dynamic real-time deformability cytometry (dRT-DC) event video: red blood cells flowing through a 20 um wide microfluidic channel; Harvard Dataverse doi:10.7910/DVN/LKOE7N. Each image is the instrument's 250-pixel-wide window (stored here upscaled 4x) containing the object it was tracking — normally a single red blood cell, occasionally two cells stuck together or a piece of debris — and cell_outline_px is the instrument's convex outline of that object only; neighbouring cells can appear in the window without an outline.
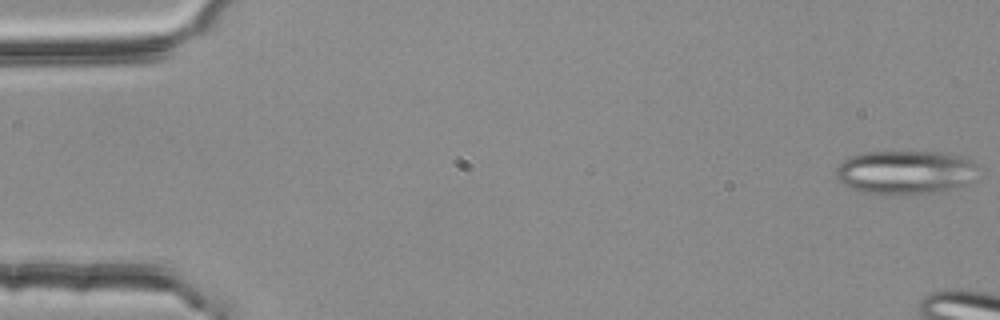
{"species": "common noctule bat (a hibernating species)", "species_latin": "Nyctalus noctula", "temperature_condition": "room temperature", "stored_images_in_passage": 45, "segment_of_instrument_passage": [1, 2], "camera_frame_rate_fps": 3000, "um_per_image_px": 0.085, "animal": {"sex": "female", "body_mass_g": 25.1}, "frame": {"image": 1, "passage_image": 1, "time_ms": 0.0, "image_size_px": [1000, 320], "cell_outline_px": [[976, 180], [968, 184], [952, 188], [920, 192], [860, 192], [844, 184], [836, 176], [836, 168], [844, 160], [852, 156], [864, 152], [940, 152], [960, 156], [972, 160], [976, 164]], "centroid_in_image_um": [76.99, 14.6], "position_along_channel_um": 8.0, "area_um2": 35.26}}